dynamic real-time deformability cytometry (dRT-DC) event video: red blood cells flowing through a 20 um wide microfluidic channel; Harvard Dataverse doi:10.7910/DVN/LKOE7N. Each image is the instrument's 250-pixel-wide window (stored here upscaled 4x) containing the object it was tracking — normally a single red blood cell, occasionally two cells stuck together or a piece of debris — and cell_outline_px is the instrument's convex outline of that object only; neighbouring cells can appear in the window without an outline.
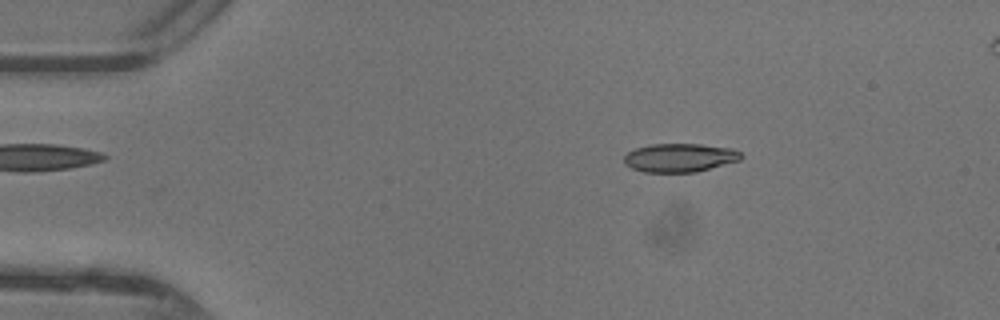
{"species": "common noctule bat (a hibernating species)", "species_latin": "Nyctalus noctula", "temperature_condition": "warm", "stored_images_in_passage": 44, "camera_frame_rate_fps": 3000, "um_per_image_px": 0.085, "animal": {"sex": "female"}, "frame": {"image": 1, "passage_image": 5, "time_ms": 1.333, "image_size_px": [1000, 320], "cell_outline_px": [[744, 156], [740, 160], [696, 172], [644, 172], [632, 168], [624, 164], [624, 156], [628, 152], [636, 148], [652, 144], [700, 144], [732, 148], [740, 152]], "centroid_in_image_um": [57.78, 13.4], "position_along_channel_um": 27.2, "area_um2": 19.48}}
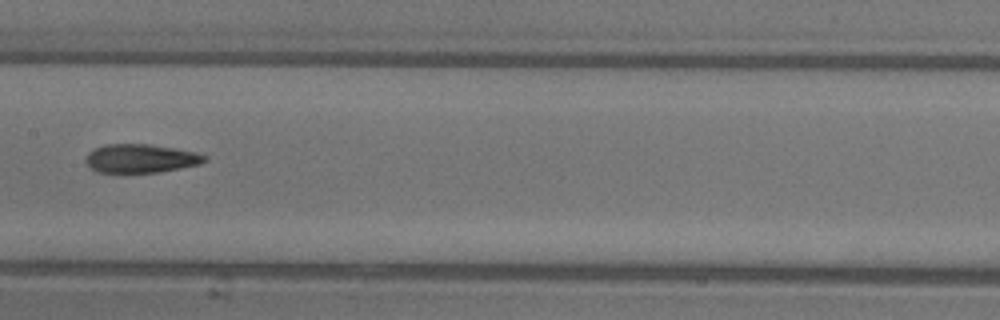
{"frame": {"image": 2, "passage_image": 21, "time_ms": 6.667, "image_size_px": [1000, 320], "cell_outline_px": [[208, 160], [200, 164], [160, 172], [96, 172], [84, 160], [88, 152], [104, 144], [148, 144], [196, 152], [208, 156]], "centroid_in_image_um": [11.97, 13.46], "position_along_channel_um": 195.4, "area_um2": 19.77}}
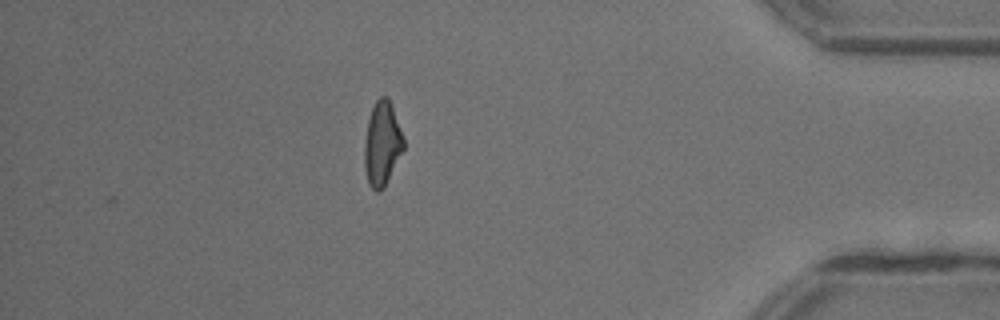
{"frame": {"image": 3, "passage_image": 38, "time_ms": 12.333, "image_size_px": [1000, 320], "cell_outline_px": [[404, 148], [384, 188], [380, 192], [376, 192], [368, 184], [364, 168], [364, 144], [368, 120], [372, 108], [376, 100], [380, 96], [388, 96], [404, 140]], "centroid_in_image_um": [32.46, 12.25], "position_along_channel_um": 402.7, "area_um2": 19.13}, "authors_computed_cell_mechanics": {"area_um2": 19.7965, "velocity_mm_per_s": 4.4254, "shape_relaxation_time_tau1_ms": 5.0396, "shape_relaxation_time_tau2_ms": 2.3745, "deformation_change_tau1": 0.1939, "deformation_change_tau2": 0.1173}}